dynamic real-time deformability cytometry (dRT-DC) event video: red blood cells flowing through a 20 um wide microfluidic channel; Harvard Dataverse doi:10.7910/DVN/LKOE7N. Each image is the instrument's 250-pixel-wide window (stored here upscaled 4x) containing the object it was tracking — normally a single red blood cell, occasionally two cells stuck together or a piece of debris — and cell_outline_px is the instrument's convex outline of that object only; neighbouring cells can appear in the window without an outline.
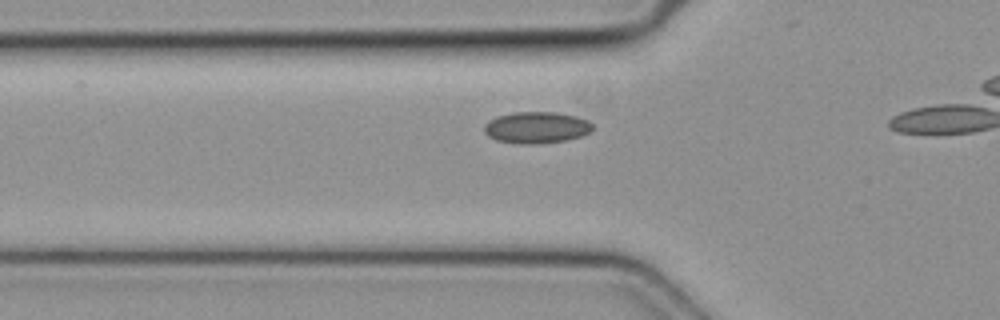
{"species": "common noctule bat (a hibernating species)", "species_latin": "Nyctalus noctula", "temperature_condition": "cold", "stored_images_in_passage": 8, "camera_frame_rate_fps": 3000, "um_per_image_px": 0.085, "animal": {"sex": "female", "body_mass_g": 19.3, "forearm_length_mm": 54.1}, "frame": {"image": 1, "passage_image": 6, "time_ms": 1.667, "image_size_px": [1000, 320], "cell_outline_px": [[592, 132], [580, 136], [564, 140], [540, 144], [520, 144], [496, 140], [488, 136], [484, 132], [484, 124], [488, 120], [496, 116], [512, 112], [556, 112], [576, 116], [588, 120], [592, 124]], "centroid_in_image_um": [45.57, 10.83], "position_along_channel_um": 80.2, "area_um2": 20.11}}